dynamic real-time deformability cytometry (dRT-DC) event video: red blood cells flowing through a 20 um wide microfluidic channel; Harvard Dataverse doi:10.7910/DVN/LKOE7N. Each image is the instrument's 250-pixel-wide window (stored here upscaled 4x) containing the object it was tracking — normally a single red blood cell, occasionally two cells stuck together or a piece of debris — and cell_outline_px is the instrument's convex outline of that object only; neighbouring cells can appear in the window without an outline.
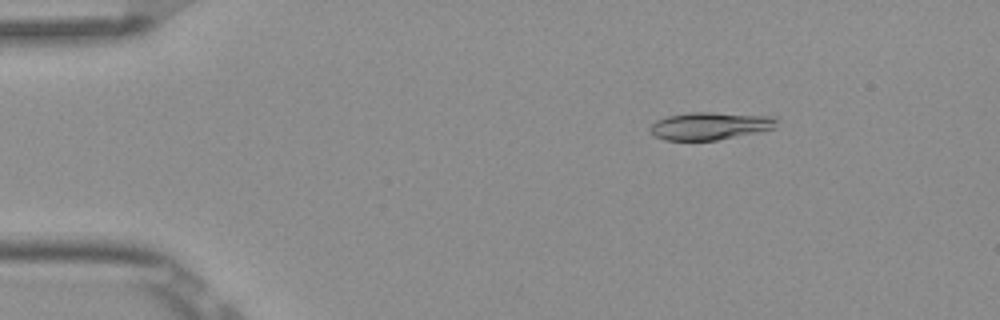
{"species": "Egyptian fruit bat (a non-hibernating species)", "species_latin": "Rousettus aegyptiacus", "temperature_condition": "room temperature", "stored_images_in_passage": 5, "camera_frame_rate_fps": 3000, "um_per_image_px": 0.085, "frame": {"image": 1, "passage_image": 3, "time_ms": 0.667, "image_size_px": [1000, 320], "cell_outline_px": [[776, 128], [760, 132], [716, 140], [664, 140], [656, 136], [652, 132], [652, 124], [656, 120], [668, 116], [688, 112], [712, 112], [772, 116], [776, 120]], "centroid_in_image_um": [60.38, 10.7], "position_along_channel_um": 24.6, "area_um2": 20.23}}
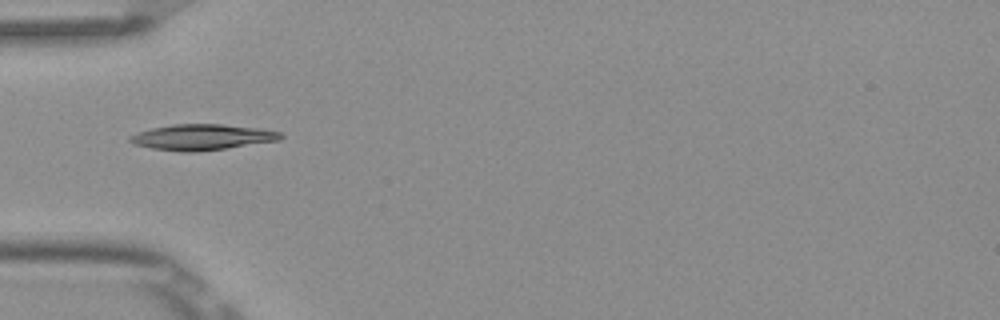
{"frame": {"image": 2, "passage_image": 5, "time_ms": 1.333, "image_size_px": [1000, 320], "cell_outline_px": [[284, 136], [280, 140], [228, 148], [196, 152], [180, 152], [152, 148], [136, 144], [128, 140], [128, 136], [136, 132], [152, 128], [172, 124], [220, 124], [260, 128], [280, 132]], "centroid_in_image_um": [17.17, 11.66], "position_along_channel_um": 67.8, "area_um2": 22.72}}